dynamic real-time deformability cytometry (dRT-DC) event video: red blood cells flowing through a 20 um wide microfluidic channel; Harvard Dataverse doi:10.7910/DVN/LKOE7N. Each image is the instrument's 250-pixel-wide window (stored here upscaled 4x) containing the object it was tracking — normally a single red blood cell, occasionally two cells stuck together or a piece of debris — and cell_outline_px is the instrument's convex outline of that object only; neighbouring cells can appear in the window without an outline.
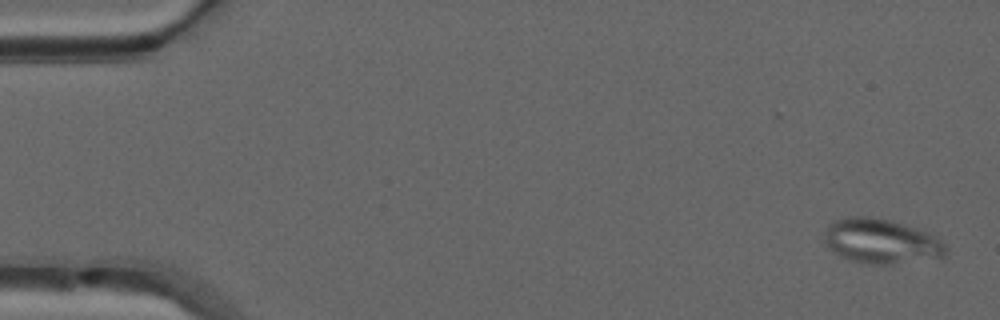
{"species": "common noctule bat (a hibernating species)", "species_latin": "Nyctalus noctula", "temperature_condition": "warm", "stored_images_in_passage": 51, "camera_frame_rate_fps": 3000, "um_per_image_px": 0.085, "animal": {"sex": "male", "forearm_length_mm": 52.5}, "frame": {"image": 1, "passage_image": 2, "time_ms": 0.333, "image_size_px": [1000, 320], "cell_outline_px": [[948, 252], [944, 256], [888, 264], [868, 264], [848, 260], [840, 256], [824, 240], [824, 236], [828, 224], [832, 220], [848, 216], [868, 216], [888, 220], [916, 228], [928, 232], [936, 236], [948, 248]], "centroid_in_image_um": [74.88, 20.49], "position_along_channel_um": 10.1, "area_um2": 31.39}}
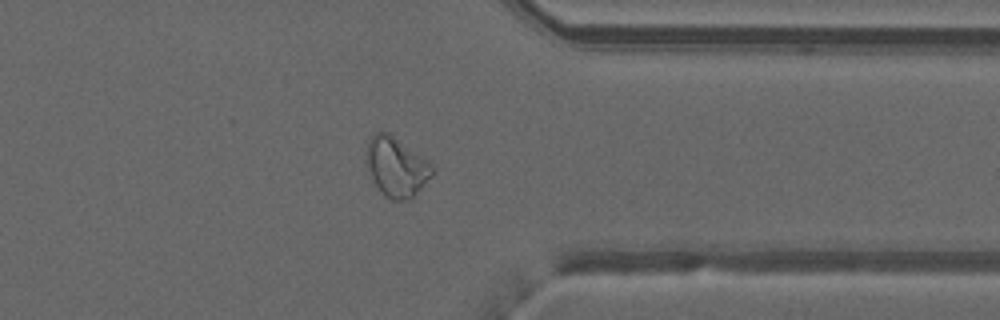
{"frame": {"image": 2, "passage_image": 40, "time_ms": 13.0, "image_size_px": [1000, 320], "cell_outline_px": [[436, 168], [420, 188], [408, 200], [392, 200], [376, 184], [368, 168], [368, 140], [376, 132], [388, 132], [428, 160]], "centroid_in_image_um": [33.72, 14.16], "position_along_channel_um": 377.7, "area_um2": 21.91}}
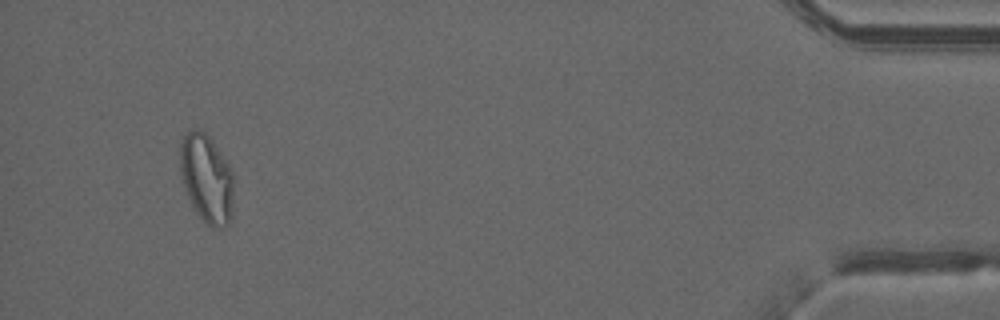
{"frame": {"image": 3, "passage_image": 48, "time_ms": 15.667, "image_size_px": [1000, 320], "cell_outline_px": [[232, 216], [228, 224], [220, 228], [212, 228], [196, 212], [184, 188], [180, 172], [180, 144], [184, 136], [192, 128], [196, 128], [204, 132], [212, 140], [232, 172]], "centroid_in_image_um": [17.54, 15.17], "position_along_channel_um": 417.7, "area_um2": 27.28}, "authors_computed_cell_mechanics": {"area_um2": 25.6632, "velocity_mm_per_s": 4.0353, "shape_relaxation_time_tau1_ms": null, "shape_relaxation_time_tau2_ms": 1.5081, "deformation_change_tau1": null, "deformation_change_tau2": 0.0791}}